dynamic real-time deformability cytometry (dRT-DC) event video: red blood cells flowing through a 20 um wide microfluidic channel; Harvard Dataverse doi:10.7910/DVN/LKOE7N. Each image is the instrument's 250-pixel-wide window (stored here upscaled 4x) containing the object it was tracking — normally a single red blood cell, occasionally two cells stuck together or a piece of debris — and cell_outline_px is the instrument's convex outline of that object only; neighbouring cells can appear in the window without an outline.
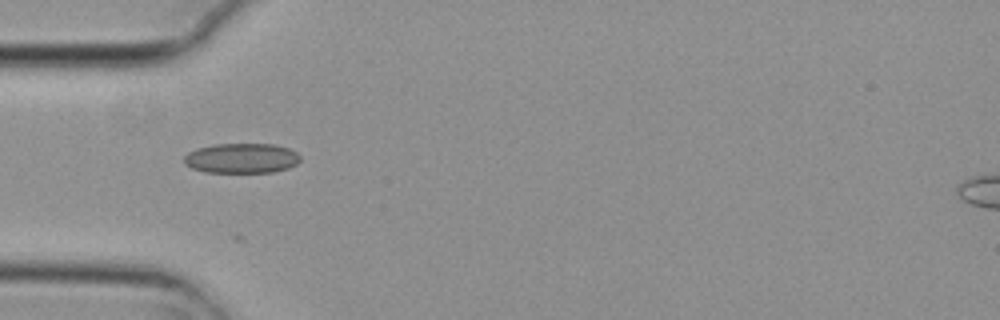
{"species": "common noctule bat (a hibernating species)", "species_latin": "Nyctalus noctula", "temperature_condition": "cold", "stored_images_in_passage": 8, "camera_frame_rate_fps": 3000, "um_per_image_px": 0.085, "animal": {"sex": "female", "body_mass_g": 29.2, "forearm_length_mm": 56.3}, "frame": {"image": 1, "passage_image": 5, "time_ms": 1.333, "image_size_px": [1000, 320], "cell_outline_px": [[300, 160], [296, 164], [288, 168], [272, 172], [204, 172], [192, 168], [184, 164], [184, 156], [188, 152], [196, 148], [216, 144], [276, 144], [288, 148], [296, 152], [300, 156]], "centroid_in_image_um": [20.52, 13.44], "position_along_channel_um": 64.5, "area_um2": 20.35}}
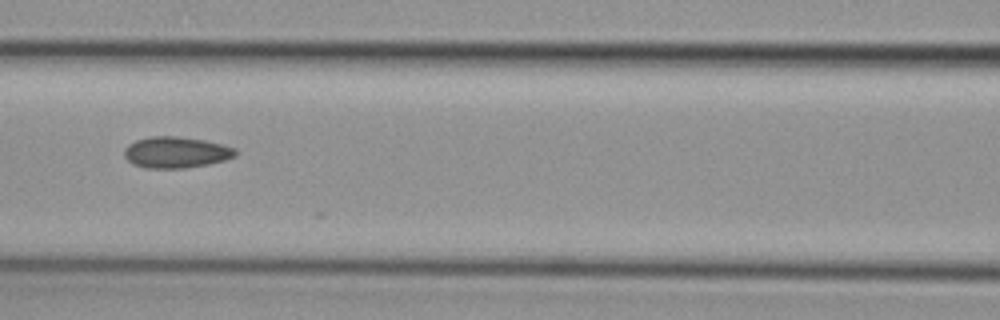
{"frame": {"image": 2, "passage_image": 7, "time_ms": 2.0, "image_size_px": [1000, 320], "cell_outline_px": [[236, 156], [224, 160], [208, 164], [184, 168], [144, 168], [132, 164], [124, 156], [124, 148], [128, 144], [136, 140], [152, 136], [176, 136], [204, 140], [236, 148]], "centroid_in_image_um": [14.93, 12.95], "position_along_channel_um": 151.7, "area_um2": 20.23}}
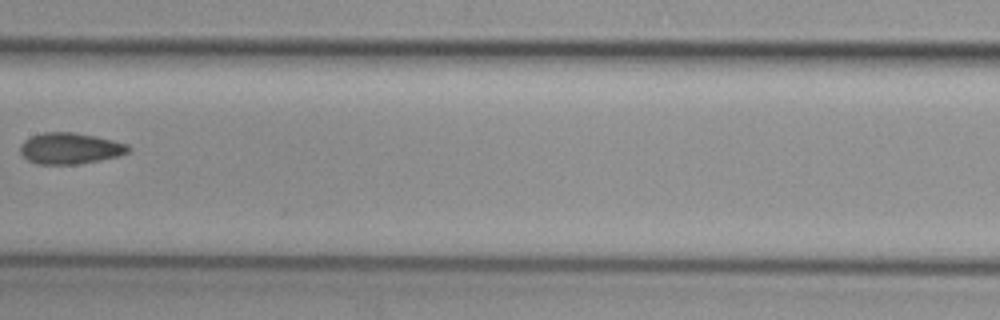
{"frame": {"image": 3, "passage_image": 8, "time_ms": 2.333, "image_size_px": [1000, 320], "cell_outline_px": [[132, 148], [128, 152], [116, 156], [100, 160], [76, 164], [36, 164], [28, 160], [20, 152], [20, 144], [24, 140], [32, 136], [44, 132], [72, 132], [96, 136], [128, 144]], "centroid_in_image_um": [5.94, 12.61], "position_along_channel_um": 201.5, "area_um2": 19.59}}